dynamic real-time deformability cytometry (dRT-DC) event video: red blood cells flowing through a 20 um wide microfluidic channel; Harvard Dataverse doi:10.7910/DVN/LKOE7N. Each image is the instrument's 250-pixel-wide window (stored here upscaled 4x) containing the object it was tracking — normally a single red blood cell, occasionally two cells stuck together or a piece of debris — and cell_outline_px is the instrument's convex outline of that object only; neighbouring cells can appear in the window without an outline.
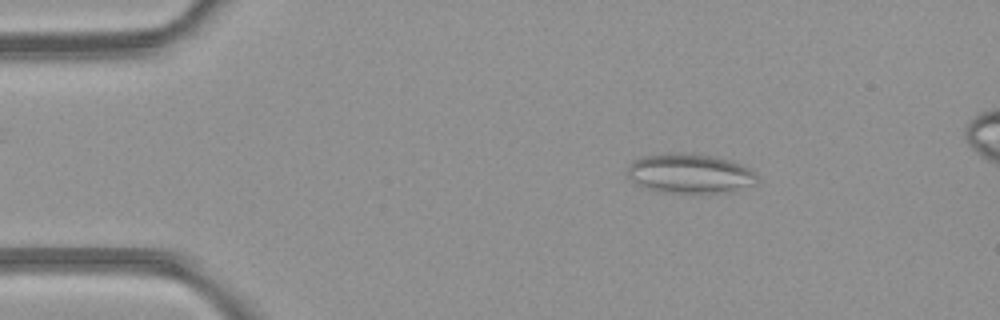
{"species": "common noctule bat (a hibernating species)", "species_latin": "Nyctalus noctula", "temperature_condition": "room temperature", "stored_images_in_passage": 6, "camera_frame_rate_fps": 3000, "um_per_image_px": 0.085, "animal": {"sex": "female", "body_mass_g": 21.9}, "frame": {"image": 1, "passage_image": 2, "time_ms": 1.0, "image_size_px": [1000, 320], "cell_outline_px": [[760, 180], [756, 184], [732, 192], [672, 192], [644, 188], [636, 184], [628, 176], [628, 168], [640, 156], [668, 152], [712, 156], [728, 160], [740, 164], [756, 172]], "centroid_in_image_um": [58.68, 14.75], "position_along_channel_um": 26.3, "area_um2": 29.71}}
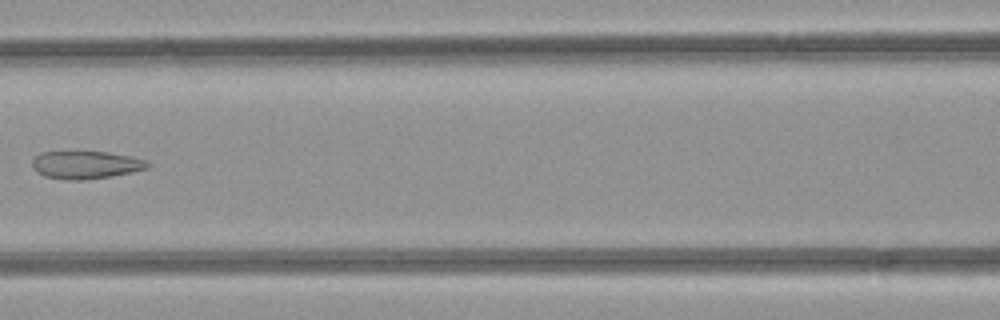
{"frame": {"image": 2, "passage_image": 6, "time_ms": 5.667, "image_size_px": [1000, 320], "cell_outline_px": [[152, 164], [148, 168], [132, 172], [112, 176], [80, 180], [68, 180], [44, 176], [36, 172], [32, 168], [32, 160], [40, 152], [108, 152], [148, 160]], "centroid_in_image_um": [7.3, 14.02], "position_along_channel_um": 159.3, "area_um2": 18.73}}